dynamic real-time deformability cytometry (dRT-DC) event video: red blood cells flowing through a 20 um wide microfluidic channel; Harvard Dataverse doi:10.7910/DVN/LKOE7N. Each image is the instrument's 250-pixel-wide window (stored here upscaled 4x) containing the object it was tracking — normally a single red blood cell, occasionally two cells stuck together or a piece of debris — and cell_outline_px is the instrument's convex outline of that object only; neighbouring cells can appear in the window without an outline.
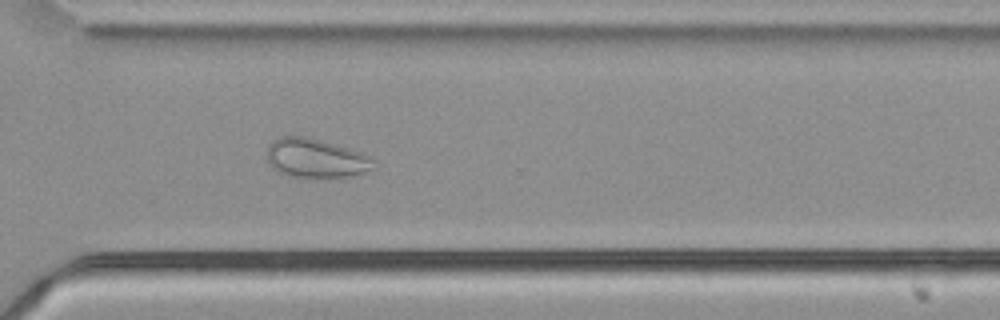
{"species": "common noctule bat (a hibernating species)", "species_latin": "Nyctalus noctula", "temperature_condition": "cold", "stored_images_in_passage": 57, "camera_frame_rate_fps": 3000, "um_per_image_px": 0.085, "animal": {"sex": "male", "body_mass_g": 21.5, "forearm_length_mm": 52.0}, "frame": {"image": 1, "passage_image": 42, "time_ms": 13.667, "image_size_px": [1000, 320], "cell_outline_px": [[376, 168], [352, 176], [324, 180], [288, 176], [272, 168], [268, 164], [268, 144], [272, 140], [280, 136], [304, 136], [320, 140], [348, 148], [360, 152], [368, 156], [372, 160]], "centroid_in_image_um": [26.82, 13.49], "position_along_channel_um": 343.8, "area_um2": 24.85}}
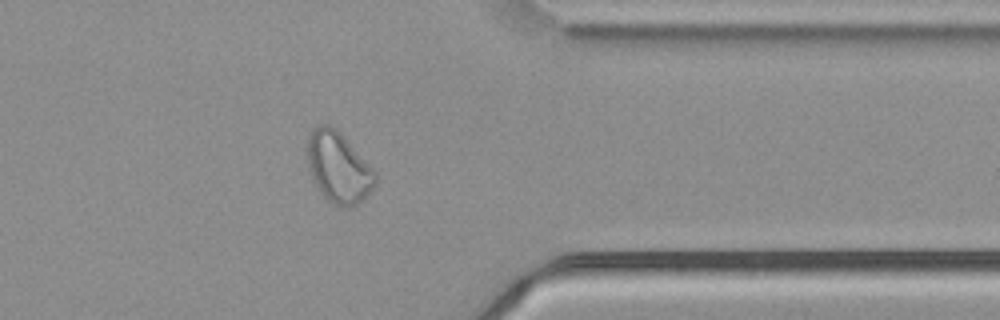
{"frame": {"image": 2, "passage_image": 46, "time_ms": 15.0, "image_size_px": [1000, 320], "cell_outline_px": [[376, 184], [356, 204], [348, 208], [340, 208], [332, 204], [320, 192], [312, 176], [308, 164], [308, 140], [312, 128], [320, 124], [332, 124], [344, 136], [376, 172]], "centroid_in_image_um": [28.76, 14.21], "position_along_channel_um": 382.6, "area_um2": 27.8}}
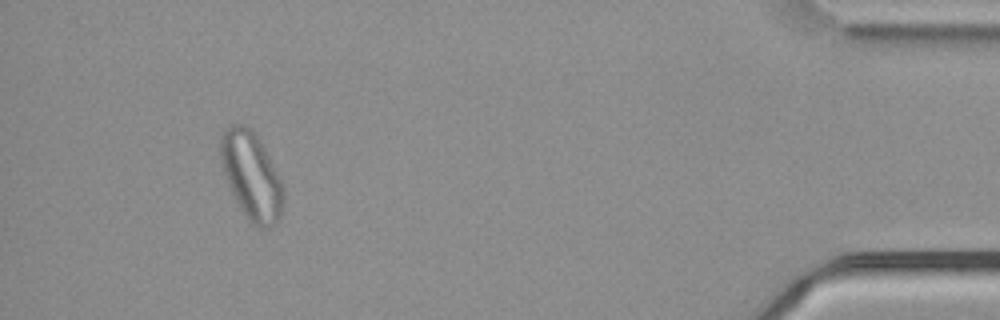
{"frame": {"image": 3, "passage_image": 53, "time_ms": 17.333, "image_size_px": [1000, 320], "cell_outline_px": [[284, 200], [280, 216], [276, 224], [268, 228], [256, 228], [248, 220], [240, 208], [228, 184], [220, 160], [220, 136], [224, 128], [228, 124], [240, 124], [252, 128], [260, 140], [284, 188]], "centroid_in_image_um": [21.36, 14.94], "position_along_channel_um": 413.8, "area_um2": 32.14}}